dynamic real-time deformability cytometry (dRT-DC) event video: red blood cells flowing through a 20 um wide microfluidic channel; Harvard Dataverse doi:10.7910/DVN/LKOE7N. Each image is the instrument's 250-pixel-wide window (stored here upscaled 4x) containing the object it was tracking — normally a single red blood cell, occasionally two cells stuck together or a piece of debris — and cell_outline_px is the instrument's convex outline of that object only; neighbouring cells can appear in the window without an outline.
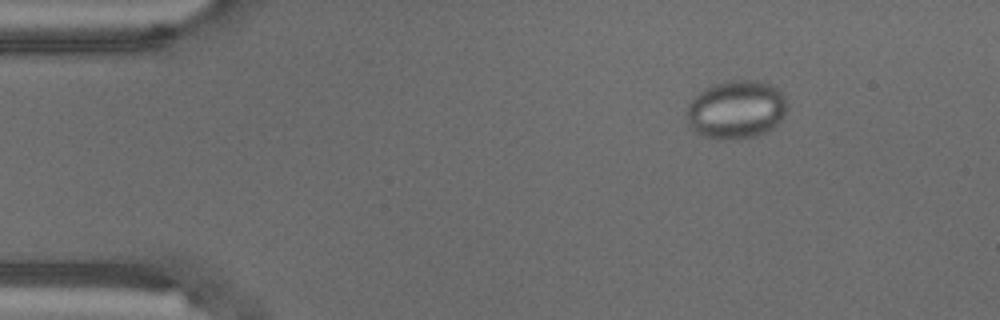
{"species": "common noctule bat (a hibernating species)", "species_latin": "Nyctalus noctula", "temperature_condition": "warm", "stored_images_in_passage": 56, "camera_frame_rate_fps": 3000, "um_per_image_px": 0.085, "animal": {"sex": "male", "body_mass_g": 18.8}, "frame": {"image": 1, "passage_image": 8, "time_ms": 2.333, "image_size_px": [1000, 320], "cell_outline_px": [[788, 108], [780, 124], [756, 136], [744, 140], [720, 140], [704, 136], [696, 132], [688, 124], [684, 108], [704, 88], [724, 80], [764, 80], [772, 84], [784, 96], [788, 104]], "centroid_in_image_um": [62.59, 9.32], "position_along_channel_um": 22.4, "area_um2": 35.08}}
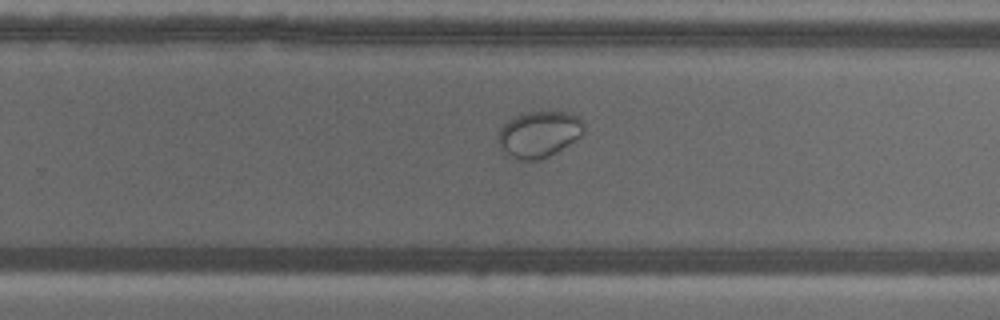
{"frame": {"image": 2, "passage_image": 36, "time_ms": 11.667, "image_size_px": [1000, 320], "cell_outline_px": [[584, 132], [580, 136], [556, 152], [540, 160], [520, 160], [504, 156], [500, 148], [500, 128], [508, 120], [520, 112], [568, 112], [580, 116], [584, 124]], "centroid_in_image_um": [45.8, 11.41], "position_along_channel_um": 284.0, "area_um2": 23.24}}
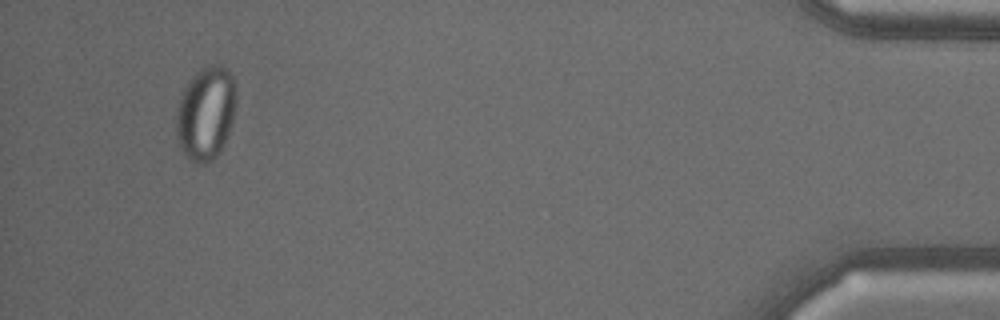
{"frame": {"image": 3, "passage_image": 53, "time_ms": 17.333, "image_size_px": [1000, 320], "cell_outline_px": [[236, 96], [232, 120], [224, 144], [220, 152], [212, 160], [204, 164], [196, 164], [188, 160], [176, 136], [176, 108], [180, 96], [184, 88], [196, 72], [208, 64], [220, 64], [228, 68], [236, 84]], "centroid_in_image_um": [17.49, 9.61], "position_along_channel_um": 417.7, "area_um2": 32.89}}